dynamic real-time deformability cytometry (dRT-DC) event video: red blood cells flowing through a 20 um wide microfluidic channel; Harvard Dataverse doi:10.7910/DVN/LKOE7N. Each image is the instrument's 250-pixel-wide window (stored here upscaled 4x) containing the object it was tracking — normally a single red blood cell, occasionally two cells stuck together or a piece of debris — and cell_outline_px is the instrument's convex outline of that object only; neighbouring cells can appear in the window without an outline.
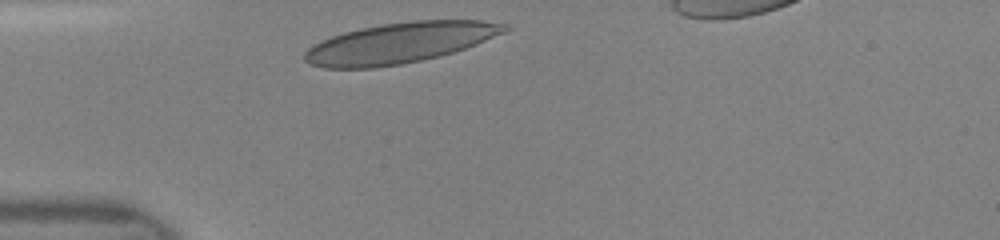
{"species": "human", "species_latin": "Homo sapiens", "temperature_condition": "room temperature", "stored_images_in_passage": 32, "camera_frame_rate_fps": 3000, "um_per_image_px": 0.085, "donor": {"sex": "female"}, "frame": {"image": 1, "passage_image": 1, "time_ms": 0.0, "image_size_px": [1000, 240], "cell_outline_px": [[512, 28], [504, 32], [476, 44], [440, 56], [400, 64], [372, 68], [324, 68], [308, 64], [304, 60], [304, 52], [308, 48], [320, 40], [344, 32], [360, 28], [384, 24], [412, 20], [480, 20], [508, 24]], "centroid_in_image_um": [33.96, 3.64], "position_along_channel_um": 51.0, "area_um2": 47.16}}
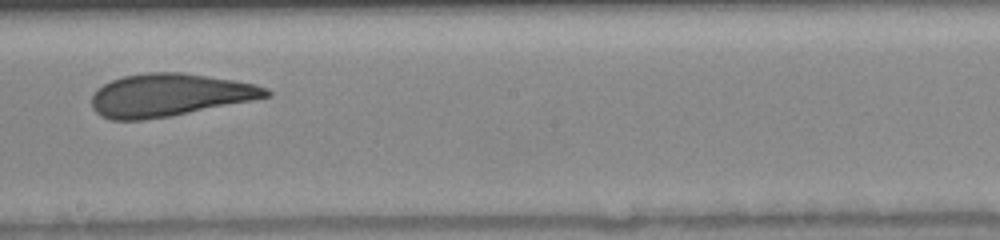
{"frame": {"image": 2, "passage_image": 15, "time_ms": 4.667, "image_size_px": [1000, 240], "cell_outline_px": [[272, 96], [172, 116], [144, 120], [112, 120], [100, 116], [92, 108], [92, 96], [96, 88], [112, 80], [124, 76], [148, 72], [184, 72], [236, 80], [256, 84], [268, 88], [272, 92]], "centroid_in_image_um": [14.41, 8.08], "position_along_channel_um": 233.8, "area_um2": 43.75}}
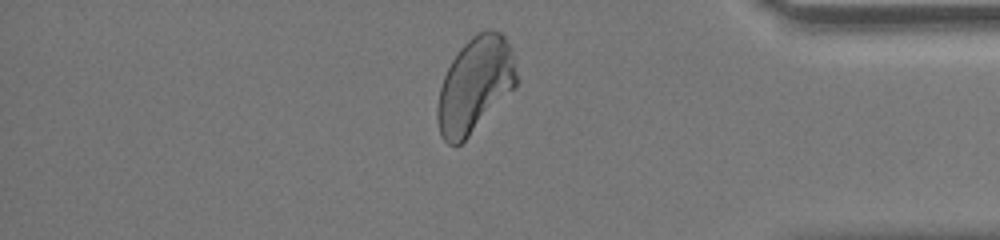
{"frame": {"image": 3, "passage_image": 28, "time_ms": 9.0, "image_size_px": [1000, 240], "cell_outline_px": [[516, 84], [468, 136], [460, 144], [448, 144], [440, 136], [436, 120], [436, 108], [440, 88], [444, 76], [452, 60], [460, 48], [472, 36], [484, 28], [500, 32], [504, 36], [512, 48], [516, 72]], "centroid_in_image_um": [40.33, 7.19], "position_along_channel_um": 394.9, "area_um2": 43.23}}